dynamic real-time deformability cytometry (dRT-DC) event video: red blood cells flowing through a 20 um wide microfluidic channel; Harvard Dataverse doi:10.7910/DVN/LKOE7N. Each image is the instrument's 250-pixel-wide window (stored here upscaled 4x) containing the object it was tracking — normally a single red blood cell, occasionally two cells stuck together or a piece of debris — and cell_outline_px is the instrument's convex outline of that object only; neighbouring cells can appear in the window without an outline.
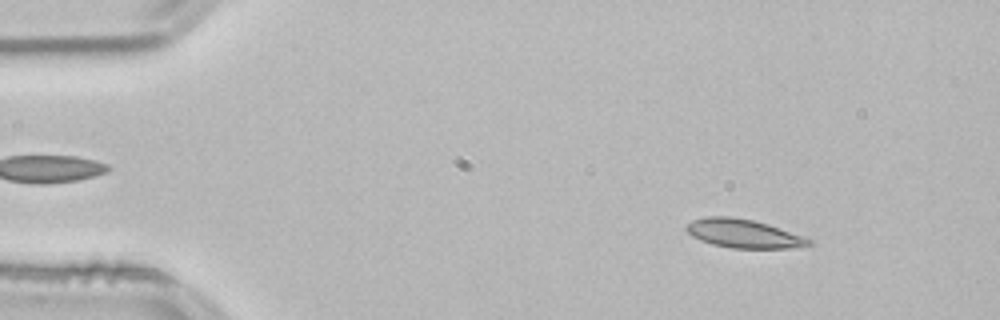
{"species": "common noctule bat (a hibernating species)", "species_latin": "Nyctalus noctula", "temperature_condition": "room temperature", "stored_images_in_passage": 52, "camera_frame_rate_fps": 3000, "um_per_image_px": 0.085, "animal": {"sex": "male", "body_mass_g": 21.5, "forearm_length_mm": 52.0}, "frame": {"image": 1, "passage_image": 6, "time_ms": 1.667, "image_size_px": [1000, 320], "cell_outline_px": [[812, 244], [788, 248], [732, 248], [712, 244], [692, 236], [684, 228], [692, 220], [704, 216], [732, 216], [752, 220], [768, 224], [812, 240]], "centroid_in_image_um": [63.14, 19.84], "position_along_channel_um": 21.9, "area_um2": 20.17}}
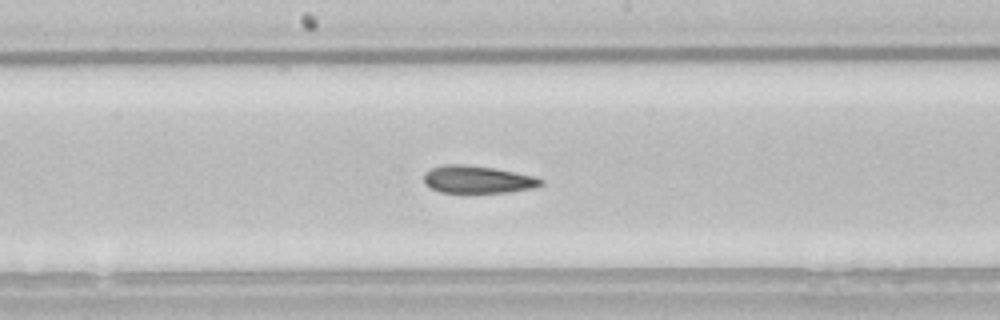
{"frame": {"image": 2, "passage_image": 27, "time_ms": 8.667, "image_size_px": [1000, 320], "cell_outline_px": [[544, 184], [532, 188], [508, 192], [440, 192], [424, 184], [424, 172], [432, 168], [444, 164], [464, 164], [492, 168], [536, 176], [544, 180]], "centroid_in_image_um": [40.6, 15.25], "position_along_channel_um": 207.6, "area_um2": 18.67}}
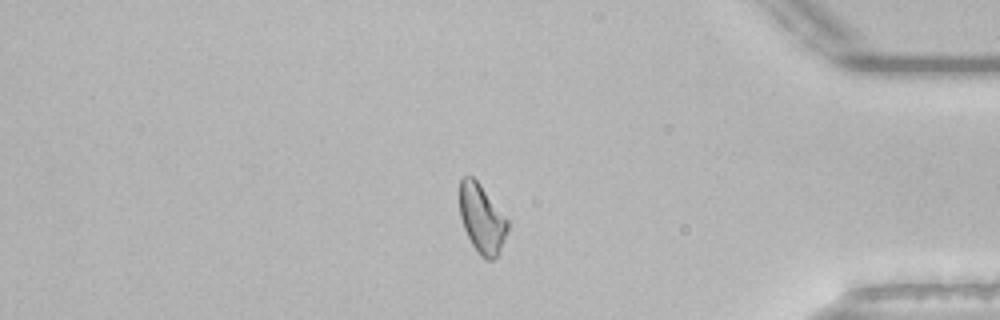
{"frame": {"image": 3, "passage_image": 44, "time_ms": 14.333, "image_size_px": [1000, 320], "cell_outline_px": [[508, 228], [500, 248], [496, 256], [492, 260], [484, 260], [480, 256], [472, 244], [464, 228], [460, 216], [460, 180], [464, 176], [472, 176], [480, 184], [508, 220]], "centroid_in_image_um": [40.94, 18.59], "position_along_channel_um": 394.3, "area_um2": 18.9}, "authors_computed_cell_mechanics": {"area_um2": 19.8543, "velocity_mm_per_s": 3.8206, "shape_relaxation_time_tau1_ms": null, "shape_relaxation_time_tau2_ms": 3.6989, "deformation_change_tau1": null, "deformation_change_tau2": 0.0922}}